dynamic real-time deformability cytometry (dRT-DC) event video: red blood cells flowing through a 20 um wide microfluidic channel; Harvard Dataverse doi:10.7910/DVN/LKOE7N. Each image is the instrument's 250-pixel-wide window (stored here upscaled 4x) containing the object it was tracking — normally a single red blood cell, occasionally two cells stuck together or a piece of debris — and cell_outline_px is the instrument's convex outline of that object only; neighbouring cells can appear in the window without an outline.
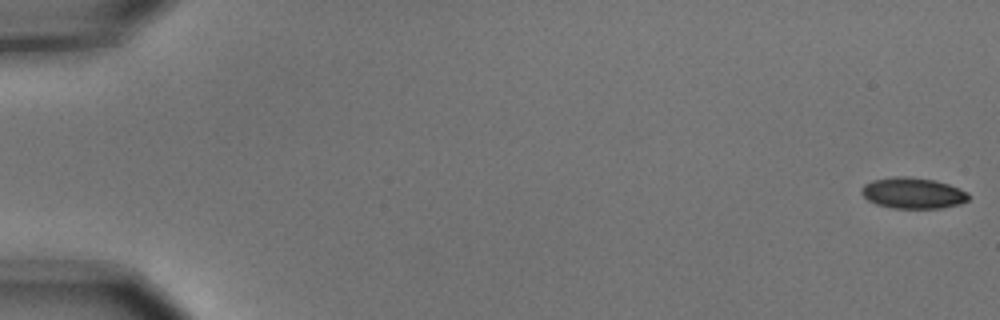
{"species": "common noctule bat (a hibernating species)", "species_latin": "Nyctalus noctula", "temperature_condition": "cold", "stored_images_in_passage": 14, "camera_frame_rate_fps": 3000, "um_per_image_px": 0.085, "animal": {"sex": "male", "body_mass_g": 15.6}, "frame": {"image": 1, "passage_image": 1, "time_ms": 0.0, "image_size_px": [1000, 320], "cell_outline_px": [[968, 200], [960, 204], [940, 208], [892, 208], [876, 204], [868, 200], [860, 192], [860, 188], [864, 184], [872, 180], [896, 176], [908, 176], [936, 180], [948, 184], [968, 192]], "centroid_in_image_um": [77.57, 16.4], "position_along_channel_um": 7.4, "area_um2": 19.42}}
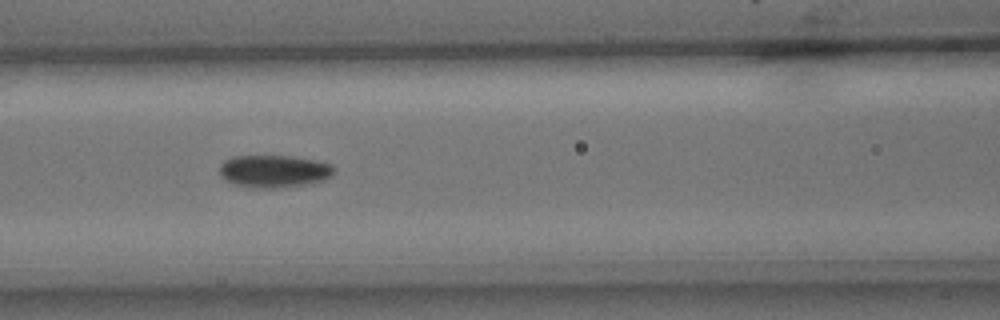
{"frame": {"image": 2, "passage_image": 7, "time_ms": 2.0, "image_size_px": [1000, 320], "cell_outline_px": [[336, 172], [332, 176], [324, 180], [308, 184], [276, 188], [252, 188], [236, 184], [220, 176], [220, 164], [224, 160], [232, 156], [292, 156], [316, 160], [332, 164], [336, 168]], "centroid_in_image_um": [23.34, 14.55], "position_along_channel_um": 143.3, "area_um2": 21.91}}
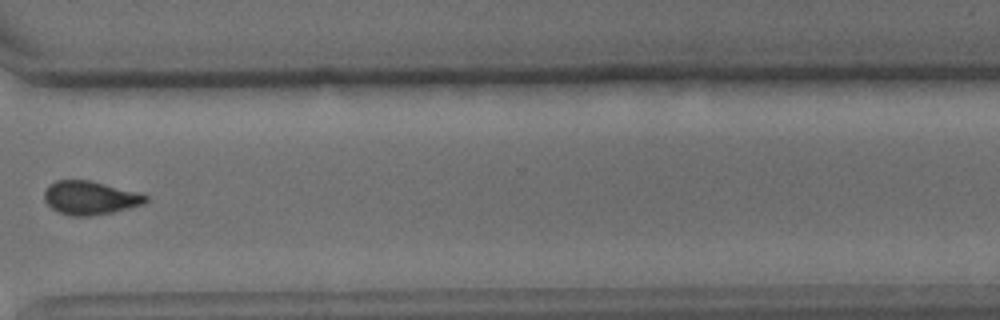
{"frame": {"image": 3, "passage_image": 12, "time_ms": 3.667, "image_size_px": [1000, 320], "cell_outline_px": [[148, 200], [144, 204], [112, 212], [92, 216], [72, 216], [60, 212], [52, 208], [44, 200], [44, 192], [48, 184], [56, 180], [92, 180], [148, 196]], "centroid_in_image_um": [7.62, 16.81], "position_along_channel_um": 363.0, "area_um2": 19.71}}